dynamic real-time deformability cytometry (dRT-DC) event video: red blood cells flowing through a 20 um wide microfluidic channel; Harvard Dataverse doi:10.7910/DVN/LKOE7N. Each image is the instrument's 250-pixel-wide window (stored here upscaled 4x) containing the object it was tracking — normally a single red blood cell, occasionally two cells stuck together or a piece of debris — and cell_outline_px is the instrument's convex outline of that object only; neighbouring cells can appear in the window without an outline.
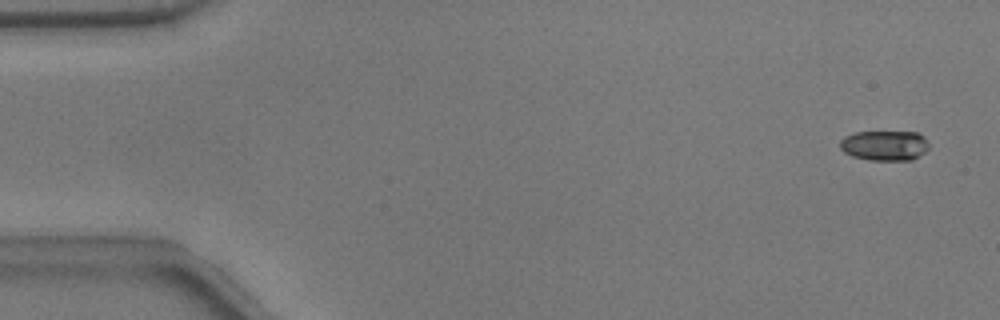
{"species": "common noctule bat (a hibernating species)", "species_latin": "Nyctalus noctula", "temperature_condition": "warm", "stored_images_in_passage": 55, "camera_frame_rate_fps": 3000, "um_per_image_px": 0.085, "animal": {"sex": "male", "body_mass_g": 17.9}, "frame": {"image": 1, "passage_image": 3, "time_ms": 0.667, "image_size_px": [1000, 320], "cell_outline_px": [[928, 148], [924, 152], [912, 160], [868, 160], [852, 156], [844, 152], [840, 148], [840, 140], [844, 136], [852, 132], [916, 132], [924, 136], [928, 140]], "centroid_in_image_um": [75.17, 12.36], "position_along_channel_um": 9.8, "area_um2": 15.72}}
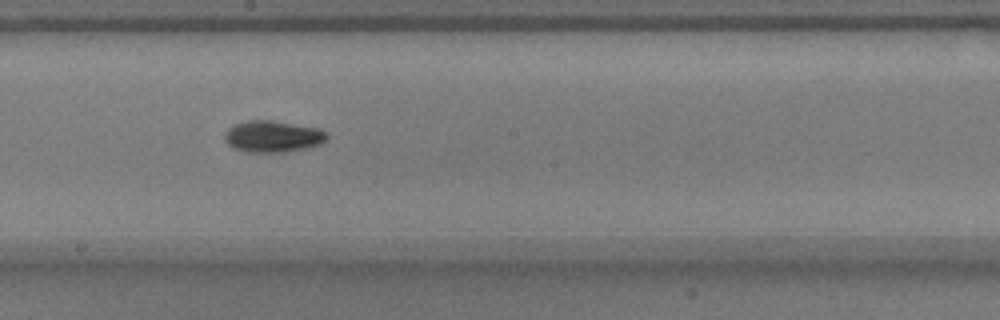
{"frame": {"image": 2, "passage_image": 30, "time_ms": 9.667, "image_size_px": [1000, 320], "cell_outline_px": [[328, 136], [320, 144], [308, 148], [284, 152], [248, 152], [232, 148], [224, 140], [224, 132], [228, 128], [236, 124], [248, 120], [272, 120], [320, 128]], "centroid_in_image_um": [23.16, 11.6], "position_along_channel_um": 225.0, "area_um2": 18.9}}
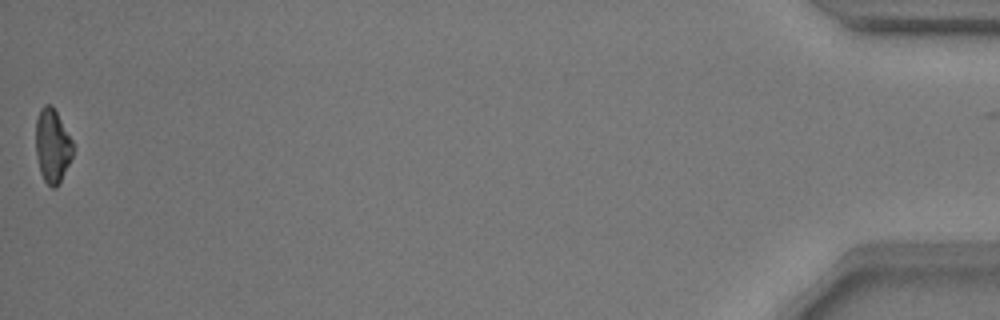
{"frame": {"image": 3, "passage_image": 54, "time_ms": 17.667, "image_size_px": [1000, 320], "cell_outline_px": [[72, 156], [56, 188], [52, 188], [44, 180], [40, 172], [36, 156], [36, 120], [40, 108], [44, 104], [52, 104], [72, 140]], "centroid_in_image_um": [4.43, 12.36], "position_along_channel_um": 430.8, "area_um2": 15.78}, "authors_computed_cell_mechanics": {"area_um2": 16.762, "velocity_mm_per_s": 3.7985, "shape_relaxation_time_tau1_ms": 3.5006, "shape_relaxation_time_tau2_ms": null, "deformation_change_tau1": 0.1449, "deformation_change_tau2": null}}